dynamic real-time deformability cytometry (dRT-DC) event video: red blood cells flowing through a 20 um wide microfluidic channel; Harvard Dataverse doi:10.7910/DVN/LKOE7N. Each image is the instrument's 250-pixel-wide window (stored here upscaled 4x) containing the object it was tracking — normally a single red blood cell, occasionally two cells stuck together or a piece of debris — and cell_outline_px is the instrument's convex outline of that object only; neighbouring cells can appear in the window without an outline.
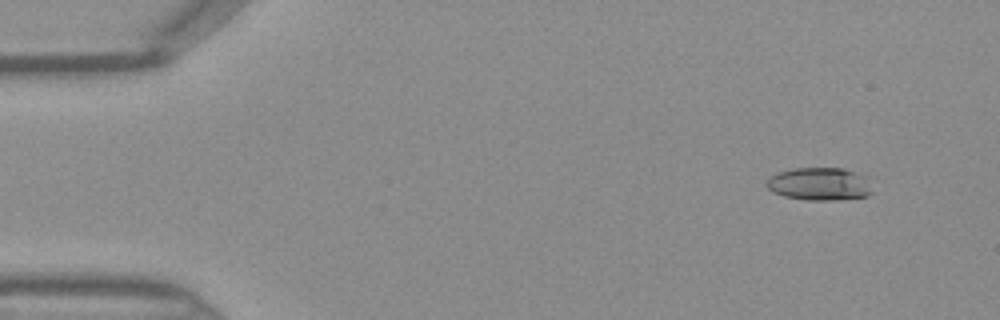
{"species": "Egyptian fruit bat (a non-hibernating species)", "species_latin": "Rousettus aegyptiacus", "temperature_condition": "warm", "stored_images_in_passage": 43, "camera_frame_rate_fps": 3000, "um_per_image_px": 0.085, "frame": {"image": 1, "passage_image": 1, "time_ms": 0.0, "image_size_px": [1000, 320], "cell_outline_px": [[872, 192], [868, 196], [836, 200], [804, 200], [784, 196], [772, 192], [764, 184], [772, 176], [780, 172], [792, 168], [844, 168], [868, 176]], "centroid_in_image_um": [69.69, 15.64], "position_along_channel_um": 15.3, "area_um2": 20.46}}
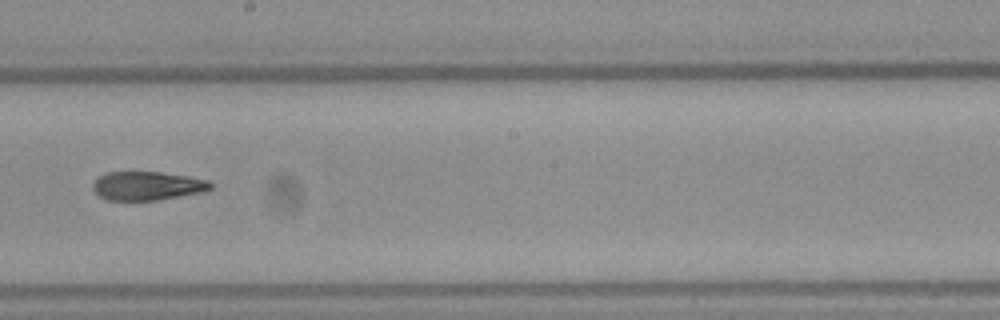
{"frame": {"image": 2, "passage_image": 23, "time_ms": 7.333, "image_size_px": [1000, 320], "cell_outline_px": [[212, 188], [204, 192], [156, 200], [108, 200], [100, 196], [92, 188], [92, 184], [100, 176], [108, 172], [160, 172], [188, 176], [208, 180], [212, 184]], "centroid_in_image_um": [12.54, 15.79], "position_along_channel_um": 235.7, "area_um2": 19.59}}
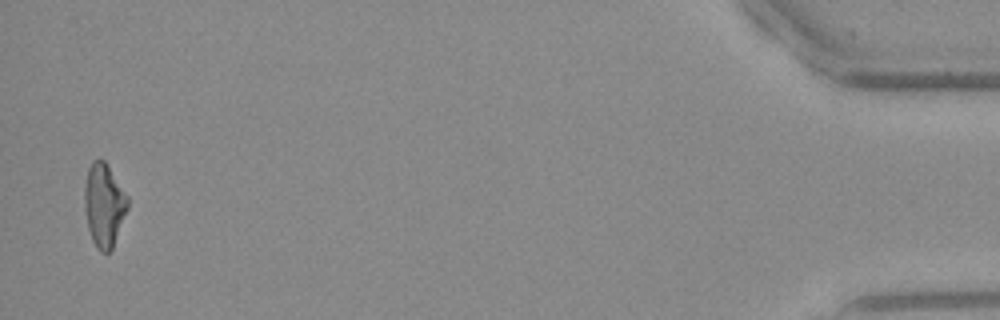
{"frame": {"image": 3, "passage_image": 42, "time_ms": 13.667, "image_size_px": [1000, 320], "cell_outline_px": [[128, 208], [112, 248], [108, 252], [100, 252], [96, 248], [92, 240], [88, 228], [84, 208], [84, 188], [88, 168], [92, 160], [104, 160], [128, 196]], "centroid_in_image_um": [8.83, 17.43], "position_along_channel_um": 426.4, "area_um2": 20.87}}